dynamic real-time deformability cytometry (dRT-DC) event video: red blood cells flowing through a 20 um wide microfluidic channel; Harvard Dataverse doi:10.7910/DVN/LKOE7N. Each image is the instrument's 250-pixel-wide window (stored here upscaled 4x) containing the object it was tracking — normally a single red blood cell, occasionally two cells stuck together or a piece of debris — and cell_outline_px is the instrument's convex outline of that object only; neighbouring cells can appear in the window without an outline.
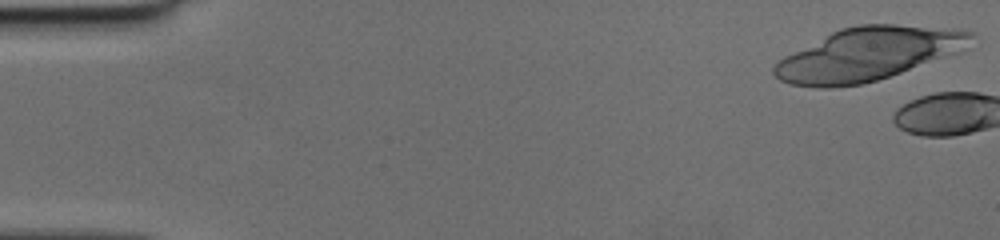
{"species": "human", "species_latin": "Homo sapiens", "temperature_condition": "cold", "stored_images_in_passage": 4, "camera_frame_rate_fps": 3000, "um_per_image_px": 0.085, "donor": {"sex": "female"}, "frame": {"image": 1, "passage_image": 1, "time_ms": 0.0, "image_size_px": [1000, 240], "cell_outline_px": [[976, 32], [972, 36], [952, 52], [900, 72], [876, 80], [860, 84], [832, 88], [816, 88], [788, 84], [780, 80], [772, 72], [772, 68], [784, 56], [840, 28], [860, 24], [896, 24], [964, 28]], "centroid_in_image_um": [73.67, 4.58], "position_along_channel_um": 11.3, "area_um2": 59.65}}